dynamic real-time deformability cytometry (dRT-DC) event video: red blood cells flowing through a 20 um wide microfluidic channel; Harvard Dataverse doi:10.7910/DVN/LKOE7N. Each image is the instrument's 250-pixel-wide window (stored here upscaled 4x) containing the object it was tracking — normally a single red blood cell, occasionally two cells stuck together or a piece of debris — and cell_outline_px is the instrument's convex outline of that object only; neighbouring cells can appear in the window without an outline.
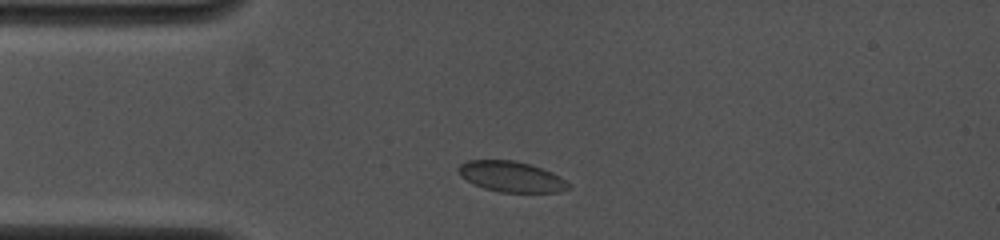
{"species": "common noctule bat (a hibernating species)", "species_latin": "Nyctalus noctula", "temperature_condition": "cold", "stored_images_in_passage": 3, "camera_frame_rate_fps": 4000, "um_per_image_px": 0.085, "animal": {"sex": "female", "body_mass_g": 19.0, "forearm_length_mm": 53.3}, "frame": {"image": 1, "passage_image": 2, "time_ms": 1.25, "image_size_px": [1000, 240], "cell_outline_px": [[572, 188], [560, 192], [500, 192], [484, 188], [472, 184], [460, 176], [456, 168], [460, 164], [468, 160], [512, 160], [528, 164], [552, 172], [560, 176]], "centroid_in_image_um": [43.43, 15.02], "position_along_channel_um": 41.6, "area_um2": 19.65}}